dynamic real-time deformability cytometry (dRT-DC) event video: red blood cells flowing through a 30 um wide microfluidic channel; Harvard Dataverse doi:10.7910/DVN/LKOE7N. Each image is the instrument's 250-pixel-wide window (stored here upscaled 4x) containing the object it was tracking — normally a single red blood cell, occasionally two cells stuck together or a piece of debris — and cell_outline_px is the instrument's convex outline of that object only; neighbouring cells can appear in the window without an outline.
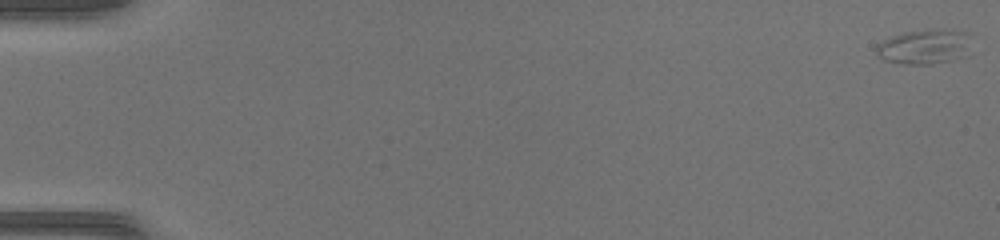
{"species": "common noctule bat (a hibernating species)", "species_latin": "Nyctalus noctula", "temperature_condition": "warm", "stored_images_in_passage": 51, "camera_frame_rate_fps": 3000, "um_per_image_px": 0.085, "animal": {"sex": "female", "body_mass_g": 17.0, "forearm_length_mm": 48.0}, "frame": {"image": 1, "passage_image": 1, "time_ms": 0.0, "image_size_px": [1000, 240], "cell_outline_px": [[968, 56], [952, 60], [932, 64], [904, 64], [884, 60], [876, 56], [876, 44], [892, 36], [904, 32], [968, 32]], "centroid_in_image_um": [78.51, 4.04], "position_along_channel_um": 6.5, "area_um2": 18.55}}
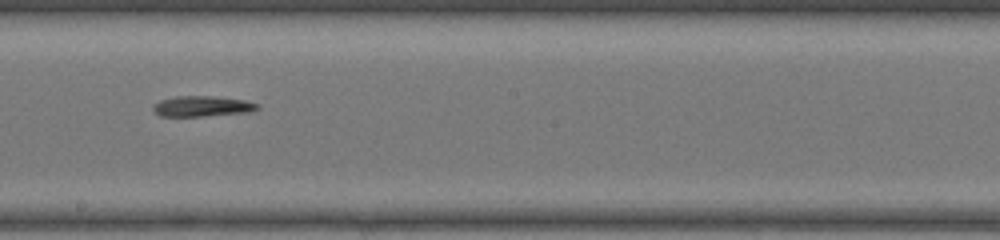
{"frame": {"image": 2, "passage_image": 30, "time_ms": 9.667, "image_size_px": [1000, 240], "cell_outline_px": [[260, 108], [248, 112], [204, 116], [160, 116], [152, 108], [160, 100], [176, 96], [212, 96], [244, 100], [260, 104]], "centroid_in_image_um": [17.21, 9.03], "position_along_channel_um": 231.0, "area_um2": 12.37}}
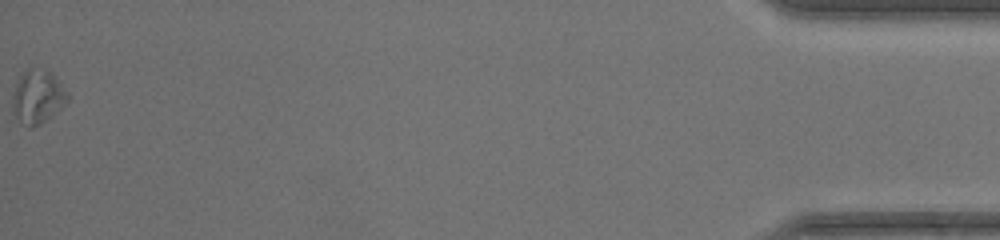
{"frame": {"image": 3, "passage_image": 51, "time_ms": 16.667, "image_size_px": [1000, 240], "cell_outline_px": [[68, 100], [60, 108], [40, 124], [32, 128], [28, 128], [12, 112], [12, 96], [16, 84], [20, 76], [28, 68], [44, 68], [52, 72], [56, 76], [68, 92]], "centroid_in_image_um": [3.2, 8.2], "position_along_channel_um": 432.0, "area_um2": 17.22}, "authors_computed_cell_mechanics": {"area_um2": 13.7564, "velocity_mm_per_s": 4.255, "shape_relaxation_time_tau1_ms": 3.8019, "shape_relaxation_time_tau2_ms": 8.2701, "deformation_change_tau1": 0.1955, "deformation_change_tau2": 0.2348}}